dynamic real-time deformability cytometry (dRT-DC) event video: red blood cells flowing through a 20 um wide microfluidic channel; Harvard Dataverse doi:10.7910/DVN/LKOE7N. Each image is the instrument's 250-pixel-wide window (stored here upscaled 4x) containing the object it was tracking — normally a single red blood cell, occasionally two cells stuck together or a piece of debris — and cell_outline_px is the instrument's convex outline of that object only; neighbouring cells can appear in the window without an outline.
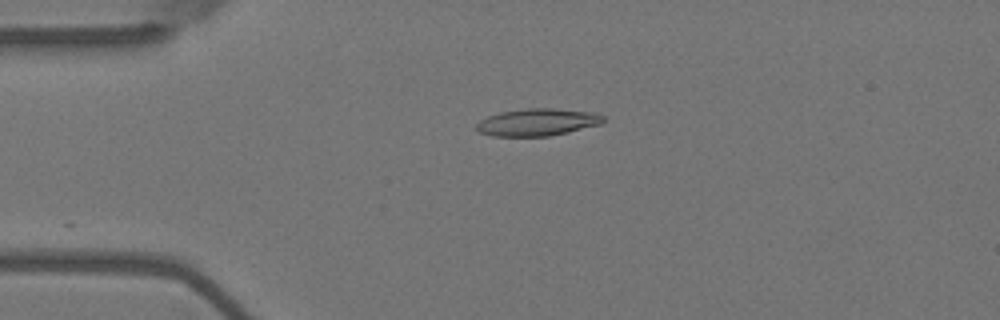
{"species": "Egyptian fruit bat (a non-hibernating species)", "species_latin": "Rousettus aegyptiacus", "temperature_condition": "warm", "stored_images_in_passage": 43, "camera_frame_rate_fps": 3000, "um_per_image_px": 0.085, "animal": {"sex": "female"}, "frame": {"image": 1, "passage_image": 1, "time_ms": 0.0, "image_size_px": [1000, 320], "cell_outline_px": [[604, 120], [600, 124], [568, 132], [548, 136], [492, 136], [480, 132], [476, 128], [476, 124], [480, 120], [488, 116], [500, 112], [528, 108], [552, 108], [592, 112], [604, 116]], "centroid_in_image_um": [45.66, 10.38], "position_along_channel_um": 39.3, "area_um2": 20.0}}
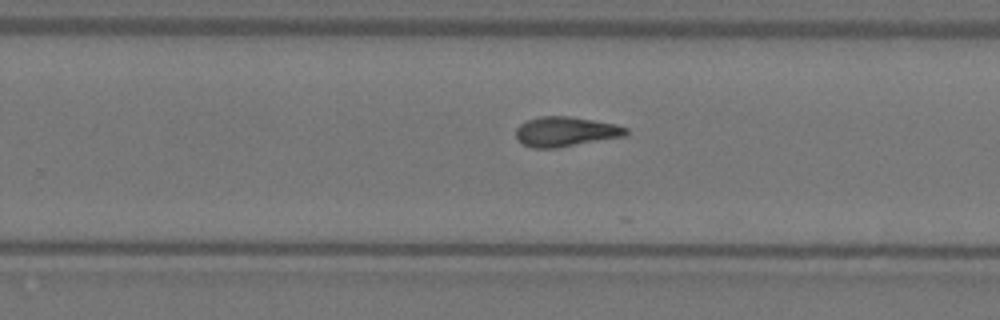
{"frame": {"image": 2, "passage_image": 23, "time_ms": 7.333, "image_size_px": [1000, 320], "cell_outline_px": [[628, 136], [556, 148], [532, 148], [516, 140], [516, 128], [520, 124], [528, 120], [540, 116], [568, 116], [616, 124], [628, 128]], "centroid_in_image_um": [48.09, 11.2], "position_along_channel_um": 281.7, "area_um2": 19.25}}
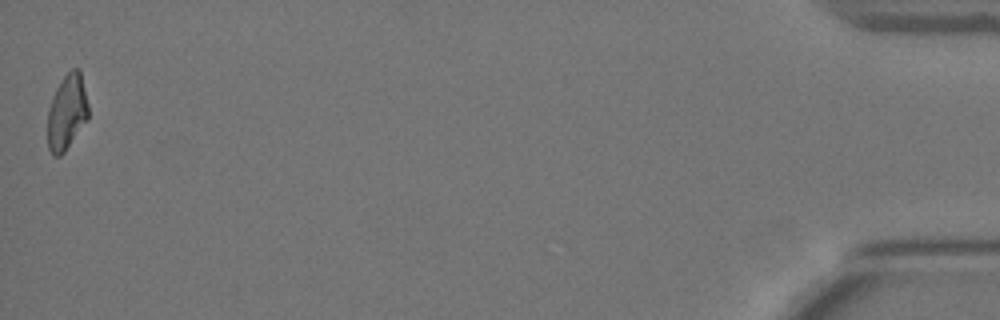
{"frame": {"image": 3, "passage_image": 43, "time_ms": 14.0, "image_size_px": [1000, 320], "cell_outline_px": [[88, 120], [64, 152], [60, 156], [52, 156], [48, 148], [48, 108], [52, 96], [56, 88], [64, 76], [72, 68], [80, 68], [88, 104]], "centroid_in_image_um": [5.69, 9.53], "position_along_channel_um": 429.5, "area_um2": 18.03}}